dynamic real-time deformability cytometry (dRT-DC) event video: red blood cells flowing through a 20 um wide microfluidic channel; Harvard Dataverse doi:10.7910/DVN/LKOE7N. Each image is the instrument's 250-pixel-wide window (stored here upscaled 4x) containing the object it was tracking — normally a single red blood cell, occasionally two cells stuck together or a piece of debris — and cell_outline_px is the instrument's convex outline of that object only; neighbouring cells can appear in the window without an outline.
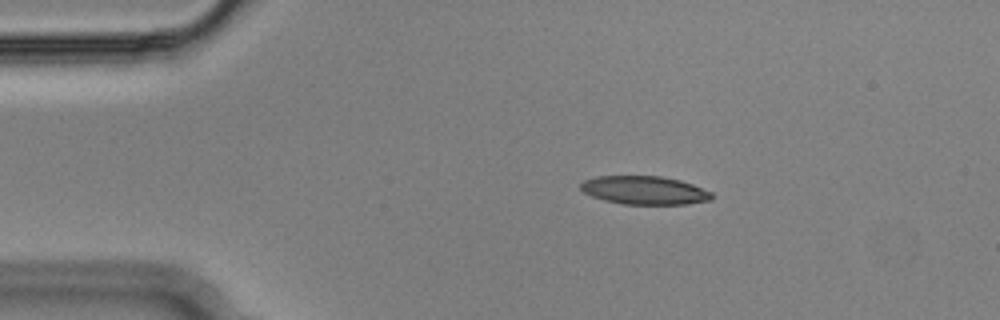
{"species": "Egyptian fruit bat (a non-hibernating species)", "species_latin": "Rousettus aegyptiacus", "temperature_condition": "cold", "stored_images_in_passage": 46, "camera_frame_rate_fps": 3000, "um_per_image_px": 0.085, "animal": {"sex": "male"}, "frame": {"image": 1, "passage_image": 1, "time_ms": 0.0, "image_size_px": [1000, 320], "cell_outline_px": [[712, 200], [684, 204], [624, 204], [604, 200], [592, 196], [584, 192], [580, 188], [580, 184], [584, 180], [596, 176], [660, 176], [680, 180], [692, 184], [712, 192]], "centroid_in_image_um": [54.77, 16.17], "position_along_channel_um": 30.2, "area_um2": 21.62}}
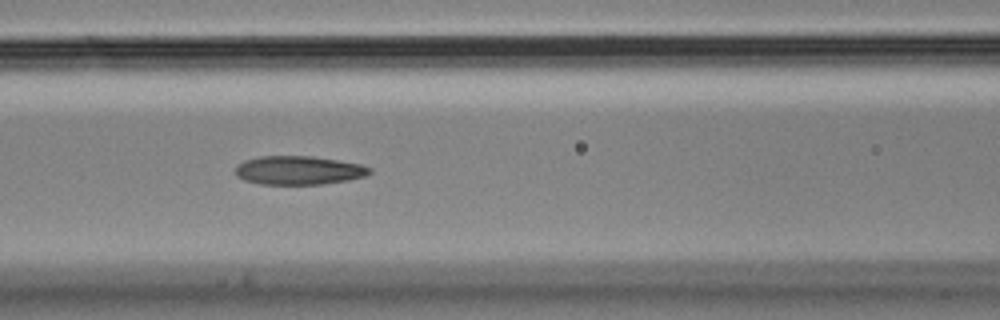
{"frame": {"image": 2, "passage_image": 14, "time_ms": 4.333, "image_size_px": [1000, 320], "cell_outline_px": [[372, 172], [364, 176], [348, 180], [320, 184], [260, 184], [244, 180], [236, 176], [236, 164], [244, 160], [260, 156], [312, 156], [360, 164], [372, 168]], "centroid_in_image_um": [25.36, 14.47], "position_along_channel_um": 141.2, "area_um2": 22.43}}
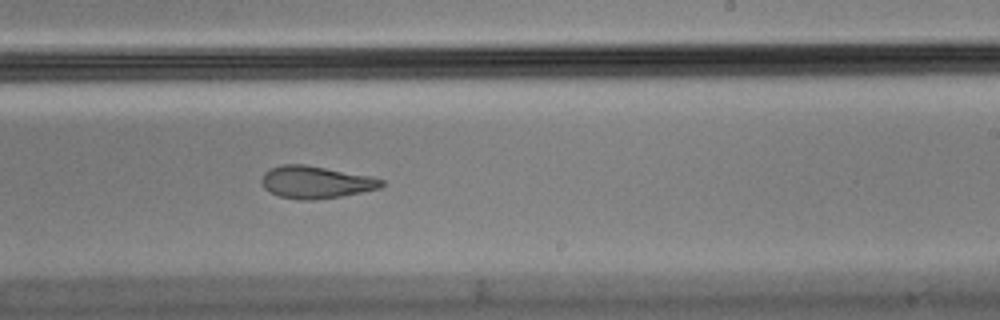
{"frame": {"image": 3, "passage_image": 24, "time_ms": 7.667, "image_size_px": [1000, 320], "cell_outline_px": [[384, 184], [380, 188], [340, 196], [312, 200], [300, 200], [280, 196], [264, 188], [260, 180], [264, 172], [272, 168], [284, 164], [304, 164], [368, 176], [384, 180]], "centroid_in_image_um": [26.81, 15.49], "position_along_channel_um": 262.2, "area_um2": 22.2}, "authors_computed_cell_mechanics": {"area_um2": 23.0333, "velocity_mm_per_s": 3.6354, "shape_relaxation_time_tau1_ms": null, "shape_relaxation_time_tau2_ms": 2.419, "deformation_change_tau1": null, "deformation_change_tau2": 0.1091}}